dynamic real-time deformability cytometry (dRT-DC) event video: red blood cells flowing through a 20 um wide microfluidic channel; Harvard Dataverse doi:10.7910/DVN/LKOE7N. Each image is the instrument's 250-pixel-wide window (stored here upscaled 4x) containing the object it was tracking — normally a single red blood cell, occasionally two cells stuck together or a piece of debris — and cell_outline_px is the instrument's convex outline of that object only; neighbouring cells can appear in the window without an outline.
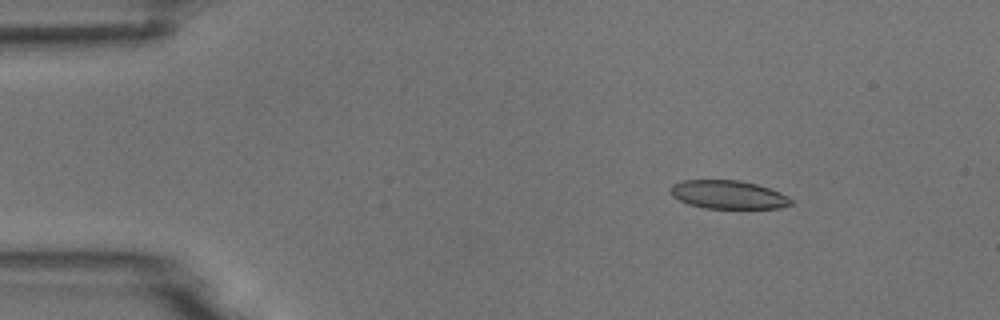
{"species": "common noctule bat (a hibernating species)", "species_latin": "Nyctalus noctula", "temperature_condition": "room temperature", "stored_images_in_passage": 5, "camera_frame_rate_fps": 3000, "um_per_image_px": 0.085, "animal": {"sex": "male", "body_mass_g": 18.8}, "frame": {"image": 1, "passage_image": 3, "time_ms": 2.333, "image_size_px": [1000, 320], "cell_outline_px": [[792, 204], [780, 208], [704, 208], [688, 204], [672, 196], [668, 188], [672, 184], [680, 180], [740, 180], [756, 184], [780, 192], [788, 196], [792, 200]], "centroid_in_image_um": [61.86, 16.54], "position_along_channel_um": 23.1, "area_um2": 20.06}}